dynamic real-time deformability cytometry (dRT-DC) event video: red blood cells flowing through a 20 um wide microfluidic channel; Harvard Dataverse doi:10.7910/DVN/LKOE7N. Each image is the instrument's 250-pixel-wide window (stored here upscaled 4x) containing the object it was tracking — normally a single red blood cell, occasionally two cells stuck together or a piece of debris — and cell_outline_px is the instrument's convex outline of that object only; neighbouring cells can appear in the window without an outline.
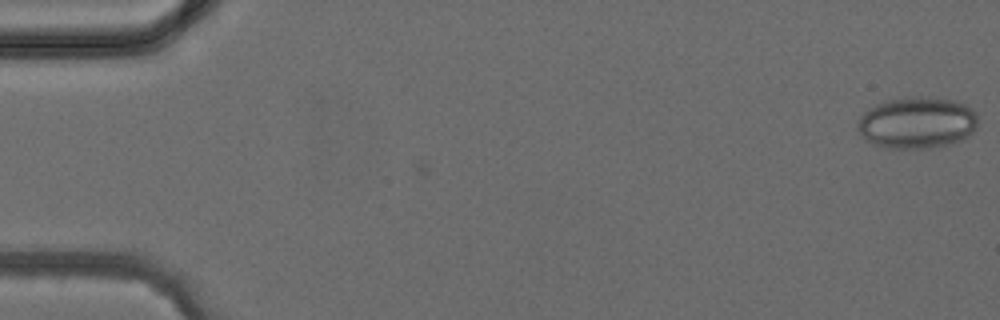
{"species": "common noctule bat (a hibernating species)", "species_latin": "Nyctalus noctula", "temperature_condition": "cold", "stored_images_in_passage": 2, "camera_frame_rate_fps": 3000, "um_per_image_px": 0.085, "animal": {"sex": "female", "body_mass_g": 24.6, "forearm_length_mm": 56.2}, "frame": {"image": 1, "passage_image": 1, "time_ms": 0.0, "image_size_px": [1000, 320], "cell_outline_px": [[976, 128], [968, 136], [960, 140], [948, 144], [928, 148], [892, 148], [872, 144], [856, 128], [856, 124], [860, 116], [868, 108], [876, 104], [888, 100], [916, 96], [920, 96], [952, 100], [964, 104], [976, 112]], "centroid_in_image_um": [77.92, 10.42], "position_along_channel_um": 7.1, "area_um2": 35.95}}